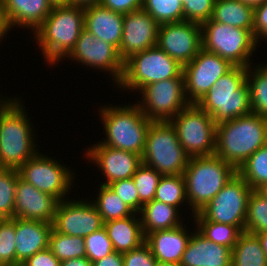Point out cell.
I'll return each mask as SVG.
<instances>
[{
    "instance_id": "cell-30",
    "label": "cell",
    "mask_w": 267,
    "mask_h": 266,
    "mask_svg": "<svg viewBox=\"0 0 267 266\" xmlns=\"http://www.w3.org/2000/svg\"><path fill=\"white\" fill-rule=\"evenodd\" d=\"M192 219L196 222L194 228L196 227L204 237L231 250L243 233L237 226L207 221L199 212L195 213Z\"/></svg>"
},
{
    "instance_id": "cell-14",
    "label": "cell",
    "mask_w": 267,
    "mask_h": 266,
    "mask_svg": "<svg viewBox=\"0 0 267 266\" xmlns=\"http://www.w3.org/2000/svg\"><path fill=\"white\" fill-rule=\"evenodd\" d=\"M234 65L218 54L204 50L183 66L185 94L190 104H197L216 81Z\"/></svg>"
},
{
    "instance_id": "cell-10",
    "label": "cell",
    "mask_w": 267,
    "mask_h": 266,
    "mask_svg": "<svg viewBox=\"0 0 267 266\" xmlns=\"http://www.w3.org/2000/svg\"><path fill=\"white\" fill-rule=\"evenodd\" d=\"M170 123L176 129L178 140L190 158L215 154L217 123L197 104L184 108Z\"/></svg>"
},
{
    "instance_id": "cell-45",
    "label": "cell",
    "mask_w": 267,
    "mask_h": 266,
    "mask_svg": "<svg viewBox=\"0 0 267 266\" xmlns=\"http://www.w3.org/2000/svg\"><path fill=\"white\" fill-rule=\"evenodd\" d=\"M253 35L258 44L267 41V2L254 7Z\"/></svg>"
},
{
    "instance_id": "cell-56",
    "label": "cell",
    "mask_w": 267,
    "mask_h": 266,
    "mask_svg": "<svg viewBox=\"0 0 267 266\" xmlns=\"http://www.w3.org/2000/svg\"><path fill=\"white\" fill-rule=\"evenodd\" d=\"M153 266H180V265L173 262H162L156 260Z\"/></svg>"
},
{
    "instance_id": "cell-2",
    "label": "cell",
    "mask_w": 267,
    "mask_h": 266,
    "mask_svg": "<svg viewBox=\"0 0 267 266\" xmlns=\"http://www.w3.org/2000/svg\"><path fill=\"white\" fill-rule=\"evenodd\" d=\"M267 143V117L249 113L216 125L215 155L236 170Z\"/></svg>"
},
{
    "instance_id": "cell-53",
    "label": "cell",
    "mask_w": 267,
    "mask_h": 266,
    "mask_svg": "<svg viewBox=\"0 0 267 266\" xmlns=\"http://www.w3.org/2000/svg\"><path fill=\"white\" fill-rule=\"evenodd\" d=\"M48 1L52 5V7L70 5V0H48Z\"/></svg>"
},
{
    "instance_id": "cell-27",
    "label": "cell",
    "mask_w": 267,
    "mask_h": 266,
    "mask_svg": "<svg viewBox=\"0 0 267 266\" xmlns=\"http://www.w3.org/2000/svg\"><path fill=\"white\" fill-rule=\"evenodd\" d=\"M179 211L181 212L178 208L157 200L145 203L139 212L144 235L182 225L183 217L180 220Z\"/></svg>"
},
{
    "instance_id": "cell-48",
    "label": "cell",
    "mask_w": 267,
    "mask_h": 266,
    "mask_svg": "<svg viewBox=\"0 0 267 266\" xmlns=\"http://www.w3.org/2000/svg\"><path fill=\"white\" fill-rule=\"evenodd\" d=\"M92 264L93 266H123V253L114 251L106 257L93 262Z\"/></svg>"
},
{
    "instance_id": "cell-36",
    "label": "cell",
    "mask_w": 267,
    "mask_h": 266,
    "mask_svg": "<svg viewBox=\"0 0 267 266\" xmlns=\"http://www.w3.org/2000/svg\"><path fill=\"white\" fill-rule=\"evenodd\" d=\"M142 9L159 25L184 20L182 0H143Z\"/></svg>"
},
{
    "instance_id": "cell-17",
    "label": "cell",
    "mask_w": 267,
    "mask_h": 266,
    "mask_svg": "<svg viewBox=\"0 0 267 266\" xmlns=\"http://www.w3.org/2000/svg\"><path fill=\"white\" fill-rule=\"evenodd\" d=\"M81 199L68 198L59 201L52 222L55 231L84 238L104 227V221L93 202L88 198Z\"/></svg>"
},
{
    "instance_id": "cell-1",
    "label": "cell",
    "mask_w": 267,
    "mask_h": 266,
    "mask_svg": "<svg viewBox=\"0 0 267 266\" xmlns=\"http://www.w3.org/2000/svg\"><path fill=\"white\" fill-rule=\"evenodd\" d=\"M27 112L21 97L0 101V168L18 170L39 152Z\"/></svg>"
},
{
    "instance_id": "cell-28",
    "label": "cell",
    "mask_w": 267,
    "mask_h": 266,
    "mask_svg": "<svg viewBox=\"0 0 267 266\" xmlns=\"http://www.w3.org/2000/svg\"><path fill=\"white\" fill-rule=\"evenodd\" d=\"M211 19L253 34L254 8L239 0H216Z\"/></svg>"
},
{
    "instance_id": "cell-21",
    "label": "cell",
    "mask_w": 267,
    "mask_h": 266,
    "mask_svg": "<svg viewBox=\"0 0 267 266\" xmlns=\"http://www.w3.org/2000/svg\"><path fill=\"white\" fill-rule=\"evenodd\" d=\"M180 266H232V250L213 243L197 229L192 232Z\"/></svg>"
},
{
    "instance_id": "cell-22",
    "label": "cell",
    "mask_w": 267,
    "mask_h": 266,
    "mask_svg": "<svg viewBox=\"0 0 267 266\" xmlns=\"http://www.w3.org/2000/svg\"><path fill=\"white\" fill-rule=\"evenodd\" d=\"M51 230V223L15 218L17 266H21L23 262L37 252L49 248Z\"/></svg>"
},
{
    "instance_id": "cell-12",
    "label": "cell",
    "mask_w": 267,
    "mask_h": 266,
    "mask_svg": "<svg viewBox=\"0 0 267 266\" xmlns=\"http://www.w3.org/2000/svg\"><path fill=\"white\" fill-rule=\"evenodd\" d=\"M137 104L151 121H170L190 105L185 94L184 78H170L145 86Z\"/></svg>"
},
{
    "instance_id": "cell-44",
    "label": "cell",
    "mask_w": 267,
    "mask_h": 266,
    "mask_svg": "<svg viewBox=\"0 0 267 266\" xmlns=\"http://www.w3.org/2000/svg\"><path fill=\"white\" fill-rule=\"evenodd\" d=\"M123 258V266H153L156 261L145 242L138 248L123 253Z\"/></svg>"
},
{
    "instance_id": "cell-24",
    "label": "cell",
    "mask_w": 267,
    "mask_h": 266,
    "mask_svg": "<svg viewBox=\"0 0 267 266\" xmlns=\"http://www.w3.org/2000/svg\"><path fill=\"white\" fill-rule=\"evenodd\" d=\"M84 29L119 50L123 36V14L100 3L84 7Z\"/></svg>"
},
{
    "instance_id": "cell-43",
    "label": "cell",
    "mask_w": 267,
    "mask_h": 266,
    "mask_svg": "<svg viewBox=\"0 0 267 266\" xmlns=\"http://www.w3.org/2000/svg\"><path fill=\"white\" fill-rule=\"evenodd\" d=\"M123 202L135 213H139L143 204L137 192V188L132 178L117 180L108 185Z\"/></svg>"
},
{
    "instance_id": "cell-18",
    "label": "cell",
    "mask_w": 267,
    "mask_h": 266,
    "mask_svg": "<svg viewBox=\"0 0 267 266\" xmlns=\"http://www.w3.org/2000/svg\"><path fill=\"white\" fill-rule=\"evenodd\" d=\"M93 145V146H92ZM91 147L86 148L85 157L88 162H93L106 178L102 185L132 178L138 167L142 164L141 155L111 148L100 143H93Z\"/></svg>"
},
{
    "instance_id": "cell-32",
    "label": "cell",
    "mask_w": 267,
    "mask_h": 266,
    "mask_svg": "<svg viewBox=\"0 0 267 266\" xmlns=\"http://www.w3.org/2000/svg\"><path fill=\"white\" fill-rule=\"evenodd\" d=\"M252 188L257 190L267 183V143L253 153L237 170Z\"/></svg>"
},
{
    "instance_id": "cell-8",
    "label": "cell",
    "mask_w": 267,
    "mask_h": 266,
    "mask_svg": "<svg viewBox=\"0 0 267 266\" xmlns=\"http://www.w3.org/2000/svg\"><path fill=\"white\" fill-rule=\"evenodd\" d=\"M170 78H184L183 66L155 46L124 62L122 78L117 86L127 92H139L151 83Z\"/></svg>"
},
{
    "instance_id": "cell-57",
    "label": "cell",
    "mask_w": 267,
    "mask_h": 266,
    "mask_svg": "<svg viewBox=\"0 0 267 266\" xmlns=\"http://www.w3.org/2000/svg\"><path fill=\"white\" fill-rule=\"evenodd\" d=\"M256 67L267 76V64L266 63H260V65H256Z\"/></svg>"
},
{
    "instance_id": "cell-47",
    "label": "cell",
    "mask_w": 267,
    "mask_h": 266,
    "mask_svg": "<svg viewBox=\"0 0 267 266\" xmlns=\"http://www.w3.org/2000/svg\"><path fill=\"white\" fill-rule=\"evenodd\" d=\"M21 266H61V261L47 248L28 258Z\"/></svg>"
},
{
    "instance_id": "cell-6",
    "label": "cell",
    "mask_w": 267,
    "mask_h": 266,
    "mask_svg": "<svg viewBox=\"0 0 267 266\" xmlns=\"http://www.w3.org/2000/svg\"><path fill=\"white\" fill-rule=\"evenodd\" d=\"M247 69L248 67L234 66L197 103L216 123L251 113Z\"/></svg>"
},
{
    "instance_id": "cell-46",
    "label": "cell",
    "mask_w": 267,
    "mask_h": 266,
    "mask_svg": "<svg viewBox=\"0 0 267 266\" xmlns=\"http://www.w3.org/2000/svg\"><path fill=\"white\" fill-rule=\"evenodd\" d=\"M100 4L112 11L127 14L142 9L143 0H101Z\"/></svg>"
},
{
    "instance_id": "cell-20",
    "label": "cell",
    "mask_w": 267,
    "mask_h": 266,
    "mask_svg": "<svg viewBox=\"0 0 267 266\" xmlns=\"http://www.w3.org/2000/svg\"><path fill=\"white\" fill-rule=\"evenodd\" d=\"M59 200L42 192L22 180L17 179L14 204V218L37 220L46 223L53 222Z\"/></svg>"
},
{
    "instance_id": "cell-37",
    "label": "cell",
    "mask_w": 267,
    "mask_h": 266,
    "mask_svg": "<svg viewBox=\"0 0 267 266\" xmlns=\"http://www.w3.org/2000/svg\"><path fill=\"white\" fill-rule=\"evenodd\" d=\"M267 230V199L252 190L247 201L244 232L256 234Z\"/></svg>"
},
{
    "instance_id": "cell-5",
    "label": "cell",
    "mask_w": 267,
    "mask_h": 266,
    "mask_svg": "<svg viewBox=\"0 0 267 266\" xmlns=\"http://www.w3.org/2000/svg\"><path fill=\"white\" fill-rule=\"evenodd\" d=\"M236 174L231 164L215 154L189 158L183 176L191 216L202 210Z\"/></svg>"
},
{
    "instance_id": "cell-55",
    "label": "cell",
    "mask_w": 267,
    "mask_h": 266,
    "mask_svg": "<svg viewBox=\"0 0 267 266\" xmlns=\"http://www.w3.org/2000/svg\"><path fill=\"white\" fill-rule=\"evenodd\" d=\"M256 191L265 199H267V183L259 187Z\"/></svg>"
},
{
    "instance_id": "cell-23",
    "label": "cell",
    "mask_w": 267,
    "mask_h": 266,
    "mask_svg": "<svg viewBox=\"0 0 267 266\" xmlns=\"http://www.w3.org/2000/svg\"><path fill=\"white\" fill-rule=\"evenodd\" d=\"M185 227L183 223L178 227L157 230L145 236V243L149 246L156 260L180 263L193 232L186 230L188 228Z\"/></svg>"
},
{
    "instance_id": "cell-13",
    "label": "cell",
    "mask_w": 267,
    "mask_h": 266,
    "mask_svg": "<svg viewBox=\"0 0 267 266\" xmlns=\"http://www.w3.org/2000/svg\"><path fill=\"white\" fill-rule=\"evenodd\" d=\"M252 188L237 173L199 213L207 220L237 226L244 232Z\"/></svg>"
},
{
    "instance_id": "cell-11",
    "label": "cell",
    "mask_w": 267,
    "mask_h": 266,
    "mask_svg": "<svg viewBox=\"0 0 267 266\" xmlns=\"http://www.w3.org/2000/svg\"><path fill=\"white\" fill-rule=\"evenodd\" d=\"M48 156L39 151L18 169L19 177L59 201L68 199L65 197L70 195L69 192L75 185L73 181L76 173L56 158Z\"/></svg>"
},
{
    "instance_id": "cell-50",
    "label": "cell",
    "mask_w": 267,
    "mask_h": 266,
    "mask_svg": "<svg viewBox=\"0 0 267 266\" xmlns=\"http://www.w3.org/2000/svg\"><path fill=\"white\" fill-rule=\"evenodd\" d=\"M61 266H93V264L87 257H80L61 261Z\"/></svg>"
},
{
    "instance_id": "cell-52",
    "label": "cell",
    "mask_w": 267,
    "mask_h": 266,
    "mask_svg": "<svg viewBox=\"0 0 267 266\" xmlns=\"http://www.w3.org/2000/svg\"><path fill=\"white\" fill-rule=\"evenodd\" d=\"M255 235L259 239L262 249L264 250L267 257V230H263L259 233H256Z\"/></svg>"
},
{
    "instance_id": "cell-7",
    "label": "cell",
    "mask_w": 267,
    "mask_h": 266,
    "mask_svg": "<svg viewBox=\"0 0 267 266\" xmlns=\"http://www.w3.org/2000/svg\"><path fill=\"white\" fill-rule=\"evenodd\" d=\"M189 158L170 121L151 122L141 155L143 164L162 176L179 175L185 171Z\"/></svg>"
},
{
    "instance_id": "cell-15",
    "label": "cell",
    "mask_w": 267,
    "mask_h": 266,
    "mask_svg": "<svg viewBox=\"0 0 267 266\" xmlns=\"http://www.w3.org/2000/svg\"><path fill=\"white\" fill-rule=\"evenodd\" d=\"M74 63H81L85 67L110 73L112 81L117 86L124 70V62L119 56L118 49L112 44L95 37L88 30L83 29L74 48L66 56Z\"/></svg>"
},
{
    "instance_id": "cell-54",
    "label": "cell",
    "mask_w": 267,
    "mask_h": 266,
    "mask_svg": "<svg viewBox=\"0 0 267 266\" xmlns=\"http://www.w3.org/2000/svg\"><path fill=\"white\" fill-rule=\"evenodd\" d=\"M239 1H241L247 5H250L253 8L267 2V0H239Z\"/></svg>"
},
{
    "instance_id": "cell-9",
    "label": "cell",
    "mask_w": 267,
    "mask_h": 266,
    "mask_svg": "<svg viewBox=\"0 0 267 266\" xmlns=\"http://www.w3.org/2000/svg\"><path fill=\"white\" fill-rule=\"evenodd\" d=\"M202 48L216 53L234 66L249 67L250 59L258 43L254 35L246 29L213 21L211 18L201 24Z\"/></svg>"
},
{
    "instance_id": "cell-3",
    "label": "cell",
    "mask_w": 267,
    "mask_h": 266,
    "mask_svg": "<svg viewBox=\"0 0 267 266\" xmlns=\"http://www.w3.org/2000/svg\"><path fill=\"white\" fill-rule=\"evenodd\" d=\"M84 29V7H53L43 23L33 32L45 64L56 65L74 48ZM63 58V59H62Z\"/></svg>"
},
{
    "instance_id": "cell-33",
    "label": "cell",
    "mask_w": 267,
    "mask_h": 266,
    "mask_svg": "<svg viewBox=\"0 0 267 266\" xmlns=\"http://www.w3.org/2000/svg\"><path fill=\"white\" fill-rule=\"evenodd\" d=\"M49 249L60 261L86 257L83 237L65 235L53 228L49 236Z\"/></svg>"
},
{
    "instance_id": "cell-31",
    "label": "cell",
    "mask_w": 267,
    "mask_h": 266,
    "mask_svg": "<svg viewBox=\"0 0 267 266\" xmlns=\"http://www.w3.org/2000/svg\"><path fill=\"white\" fill-rule=\"evenodd\" d=\"M98 189L96 200L94 198L91 201L104 222L131 216L135 213L108 185L100 184Z\"/></svg>"
},
{
    "instance_id": "cell-34",
    "label": "cell",
    "mask_w": 267,
    "mask_h": 266,
    "mask_svg": "<svg viewBox=\"0 0 267 266\" xmlns=\"http://www.w3.org/2000/svg\"><path fill=\"white\" fill-rule=\"evenodd\" d=\"M154 200L180 209L186 203V188L183 174L162 176L156 189Z\"/></svg>"
},
{
    "instance_id": "cell-42",
    "label": "cell",
    "mask_w": 267,
    "mask_h": 266,
    "mask_svg": "<svg viewBox=\"0 0 267 266\" xmlns=\"http://www.w3.org/2000/svg\"><path fill=\"white\" fill-rule=\"evenodd\" d=\"M216 0H182L184 20L203 24L213 14Z\"/></svg>"
},
{
    "instance_id": "cell-35",
    "label": "cell",
    "mask_w": 267,
    "mask_h": 266,
    "mask_svg": "<svg viewBox=\"0 0 267 266\" xmlns=\"http://www.w3.org/2000/svg\"><path fill=\"white\" fill-rule=\"evenodd\" d=\"M246 81L250 91L251 113L267 117V76L254 64L247 69Z\"/></svg>"
},
{
    "instance_id": "cell-16",
    "label": "cell",
    "mask_w": 267,
    "mask_h": 266,
    "mask_svg": "<svg viewBox=\"0 0 267 266\" xmlns=\"http://www.w3.org/2000/svg\"><path fill=\"white\" fill-rule=\"evenodd\" d=\"M157 46L184 66L202 49L201 24L186 20L161 24L158 27Z\"/></svg>"
},
{
    "instance_id": "cell-40",
    "label": "cell",
    "mask_w": 267,
    "mask_h": 266,
    "mask_svg": "<svg viewBox=\"0 0 267 266\" xmlns=\"http://www.w3.org/2000/svg\"><path fill=\"white\" fill-rule=\"evenodd\" d=\"M15 245V218L0 219V266H17Z\"/></svg>"
},
{
    "instance_id": "cell-4",
    "label": "cell",
    "mask_w": 267,
    "mask_h": 266,
    "mask_svg": "<svg viewBox=\"0 0 267 266\" xmlns=\"http://www.w3.org/2000/svg\"><path fill=\"white\" fill-rule=\"evenodd\" d=\"M105 105H102L98 112L106 139L103 138L98 143L142 155L147 131L152 121L135 102L133 105L131 103L122 106Z\"/></svg>"
},
{
    "instance_id": "cell-38",
    "label": "cell",
    "mask_w": 267,
    "mask_h": 266,
    "mask_svg": "<svg viewBox=\"0 0 267 266\" xmlns=\"http://www.w3.org/2000/svg\"><path fill=\"white\" fill-rule=\"evenodd\" d=\"M17 169L0 168V219L14 218Z\"/></svg>"
},
{
    "instance_id": "cell-29",
    "label": "cell",
    "mask_w": 267,
    "mask_h": 266,
    "mask_svg": "<svg viewBox=\"0 0 267 266\" xmlns=\"http://www.w3.org/2000/svg\"><path fill=\"white\" fill-rule=\"evenodd\" d=\"M232 266H267V257L255 234L243 232L232 249Z\"/></svg>"
},
{
    "instance_id": "cell-39",
    "label": "cell",
    "mask_w": 267,
    "mask_h": 266,
    "mask_svg": "<svg viewBox=\"0 0 267 266\" xmlns=\"http://www.w3.org/2000/svg\"><path fill=\"white\" fill-rule=\"evenodd\" d=\"M162 175L154 168L145 164H141L132 179L137 188L140 202L144 205L147 202L154 200L156 189Z\"/></svg>"
},
{
    "instance_id": "cell-25",
    "label": "cell",
    "mask_w": 267,
    "mask_h": 266,
    "mask_svg": "<svg viewBox=\"0 0 267 266\" xmlns=\"http://www.w3.org/2000/svg\"><path fill=\"white\" fill-rule=\"evenodd\" d=\"M4 8L11 29L18 26L29 28L32 32L53 9L48 0H4Z\"/></svg>"
},
{
    "instance_id": "cell-51",
    "label": "cell",
    "mask_w": 267,
    "mask_h": 266,
    "mask_svg": "<svg viewBox=\"0 0 267 266\" xmlns=\"http://www.w3.org/2000/svg\"><path fill=\"white\" fill-rule=\"evenodd\" d=\"M101 0H70V5L87 7L90 5L98 4Z\"/></svg>"
},
{
    "instance_id": "cell-49",
    "label": "cell",
    "mask_w": 267,
    "mask_h": 266,
    "mask_svg": "<svg viewBox=\"0 0 267 266\" xmlns=\"http://www.w3.org/2000/svg\"><path fill=\"white\" fill-rule=\"evenodd\" d=\"M11 31L10 24L6 17L5 8H4V0H0V36L2 38L7 37V33ZM5 36V37H4Z\"/></svg>"
},
{
    "instance_id": "cell-26",
    "label": "cell",
    "mask_w": 267,
    "mask_h": 266,
    "mask_svg": "<svg viewBox=\"0 0 267 266\" xmlns=\"http://www.w3.org/2000/svg\"><path fill=\"white\" fill-rule=\"evenodd\" d=\"M104 228L116 252H128L145 242L139 213L104 222Z\"/></svg>"
},
{
    "instance_id": "cell-19",
    "label": "cell",
    "mask_w": 267,
    "mask_h": 266,
    "mask_svg": "<svg viewBox=\"0 0 267 266\" xmlns=\"http://www.w3.org/2000/svg\"><path fill=\"white\" fill-rule=\"evenodd\" d=\"M158 27L156 20L143 9L123 14V36L118 50L122 61L157 46Z\"/></svg>"
},
{
    "instance_id": "cell-41",
    "label": "cell",
    "mask_w": 267,
    "mask_h": 266,
    "mask_svg": "<svg viewBox=\"0 0 267 266\" xmlns=\"http://www.w3.org/2000/svg\"><path fill=\"white\" fill-rule=\"evenodd\" d=\"M86 257L93 263L114 252L104 227L84 237Z\"/></svg>"
}]
</instances>
